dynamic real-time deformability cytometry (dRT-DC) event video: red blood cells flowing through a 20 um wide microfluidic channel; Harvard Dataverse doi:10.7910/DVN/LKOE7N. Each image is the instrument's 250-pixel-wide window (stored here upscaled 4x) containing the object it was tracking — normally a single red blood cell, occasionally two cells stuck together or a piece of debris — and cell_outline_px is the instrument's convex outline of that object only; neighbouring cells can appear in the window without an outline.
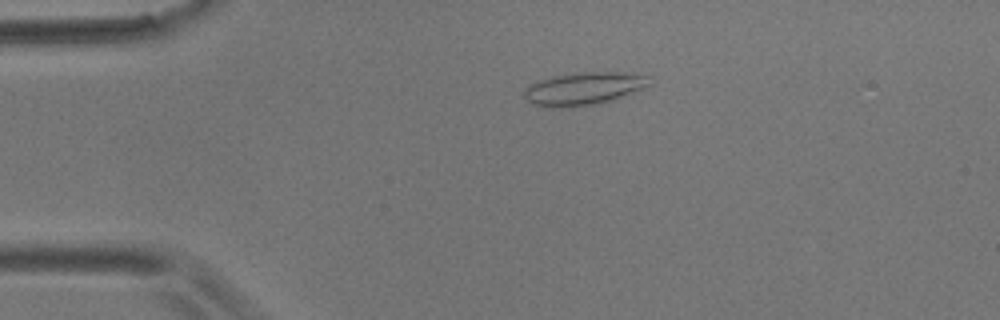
{"species": "common noctule bat (a hibernating species)", "species_latin": "Nyctalus noctula", "temperature_condition": "room temperature", "stored_images_in_passage": 2, "camera_frame_rate_fps": 3000, "um_per_image_px": 0.085, "animal": {"sex": "male", "body_mass_g": 17.9}, "frame": {"image": 1, "passage_image": 1, "time_ms": 0.0, "image_size_px": [1000, 320], "cell_outline_px": [[652, 84], [620, 96], [608, 100], [592, 104], [572, 108], [552, 108], [536, 104], [528, 100], [524, 96], [524, 88], [528, 84], [552, 76], [580, 72], [616, 72], [648, 76]], "centroid_in_image_um": [49.54, 7.53], "position_along_channel_um": 35.5, "area_um2": 23.52}}